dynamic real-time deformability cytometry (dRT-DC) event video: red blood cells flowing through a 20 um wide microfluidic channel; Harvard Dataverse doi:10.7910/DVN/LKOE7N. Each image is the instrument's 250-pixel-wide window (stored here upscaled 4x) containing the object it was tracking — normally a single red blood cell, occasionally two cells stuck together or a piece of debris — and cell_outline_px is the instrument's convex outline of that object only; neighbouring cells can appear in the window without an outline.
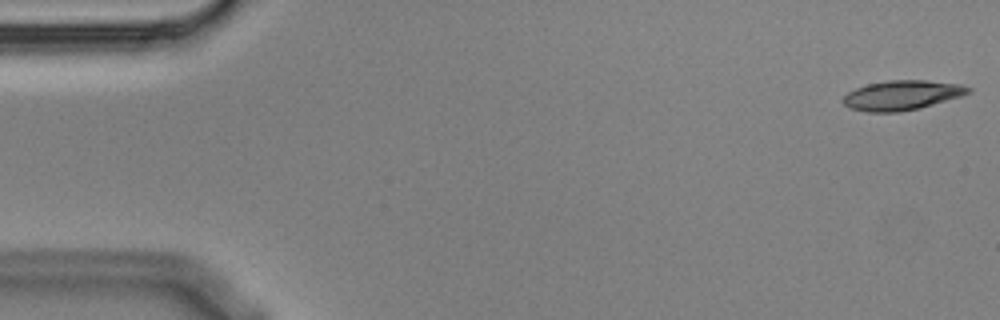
{"species": "Egyptian fruit bat (a non-hibernating species)", "species_latin": "Rousettus aegyptiacus", "temperature_condition": "cold", "stored_images_in_passage": 6, "segment_of_instrument_passage": [1, 2], "camera_frame_rate_fps": 3000, "um_per_image_px": 0.085, "animal": {"sex": "male"}, "frame": {"image": 1, "passage_image": 1, "time_ms": 0.0, "image_size_px": [1000, 320], "cell_outline_px": [[972, 92], [960, 96], [920, 108], [900, 112], [868, 112], [852, 108], [844, 104], [840, 100], [848, 92], [856, 88], [868, 84], [888, 80], [928, 80], [960, 84], [972, 88]], "centroid_in_image_um": [76.67, 8.09], "position_along_channel_um": 8.3, "area_um2": 21.62}}